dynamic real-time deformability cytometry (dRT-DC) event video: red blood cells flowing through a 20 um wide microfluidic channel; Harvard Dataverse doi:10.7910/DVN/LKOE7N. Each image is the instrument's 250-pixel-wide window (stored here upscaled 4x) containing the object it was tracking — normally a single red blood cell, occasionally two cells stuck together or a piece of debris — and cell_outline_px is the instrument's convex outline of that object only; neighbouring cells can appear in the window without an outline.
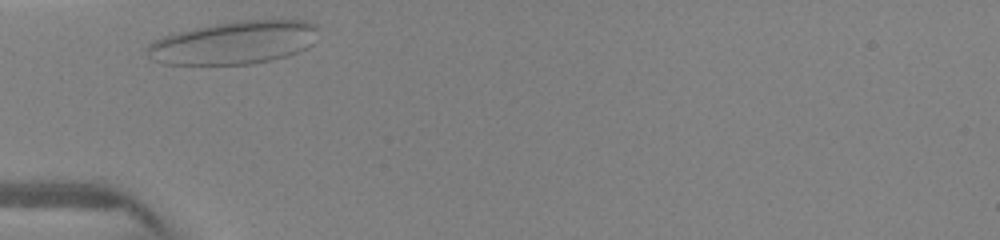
{"species": "human", "species_latin": "Homo sapiens", "temperature_condition": "warm", "stored_images_in_passage": 23, "camera_frame_rate_fps": 3000, "um_per_image_px": 0.085, "donor": {"sex": "female"}, "frame": {"image": 1, "passage_image": 1, "time_ms": 0.0, "image_size_px": [1000, 240], "cell_outline_px": [[316, 28], [312, 44], [308, 48], [288, 56], [272, 60], [252, 64], [164, 64], [152, 60], [148, 52], [148, 44], [152, 40], [172, 32], [192, 28], [240, 20], [284, 16], [308, 20], [316, 24]], "centroid_in_image_um": [19.96, 3.58], "position_along_channel_um": 65.0, "area_um2": 44.04}}
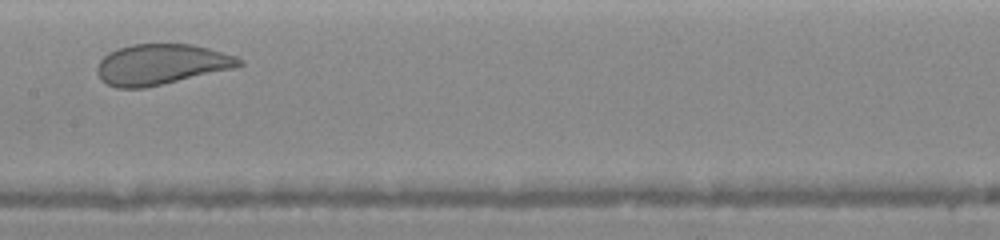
{"frame": {"image": 2, "passage_image": 10, "time_ms": 3.0, "image_size_px": [1000, 240], "cell_outline_px": [[244, 64], [236, 68], [164, 84], [144, 88], [116, 88], [108, 84], [96, 72], [96, 68], [100, 60], [108, 52], [116, 48], [132, 44], [192, 44], [208, 48], [236, 56], [244, 60]], "centroid_in_image_um": [13.72, 5.47], "position_along_channel_um": 193.7, "area_um2": 33.76}}
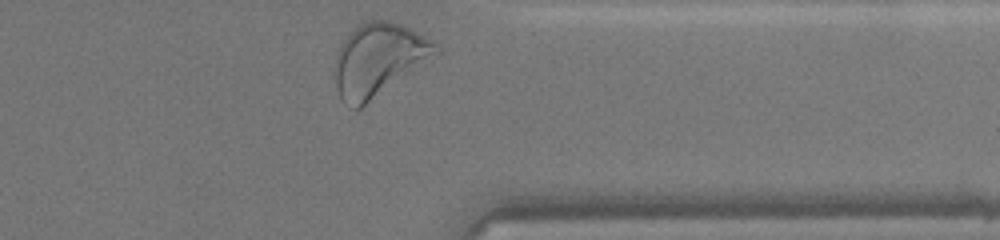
{"frame": {"image": 3, "passage_image": 23, "time_ms": 7.333, "image_size_px": [1000, 240], "cell_outline_px": [[444, 52], [440, 56], [360, 108], [352, 108], [340, 96], [336, 88], [336, 56], [344, 40], [360, 24], [372, 20], [388, 20], [400, 24], [440, 44], [444, 48]], "centroid_in_image_um": [32.31, 5.08], "position_along_channel_um": 379.1, "area_um2": 42.95}}